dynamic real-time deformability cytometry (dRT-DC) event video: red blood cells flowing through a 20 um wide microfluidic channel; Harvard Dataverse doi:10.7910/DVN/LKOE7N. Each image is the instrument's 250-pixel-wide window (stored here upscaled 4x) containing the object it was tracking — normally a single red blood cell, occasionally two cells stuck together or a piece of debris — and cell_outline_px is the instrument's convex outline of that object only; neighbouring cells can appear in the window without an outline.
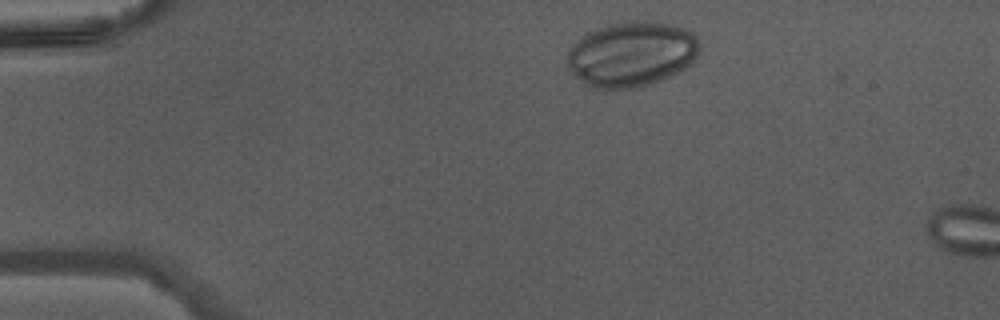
{"species": "Egyptian fruit bat (a non-hibernating species)", "species_latin": "Rousettus aegyptiacus", "temperature_condition": "warm", "stored_images_in_passage": 5, "camera_frame_rate_fps": 3000, "um_per_image_px": 0.085, "animal": {"sex": "male"}, "frame": {"image": 1, "passage_image": 2, "time_ms": 0.333, "image_size_px": [1000, 320], "cell_outline_px": [[700, 52], [684, 68], [652, 84], [636, 88], [612, 92], [604, 92], [592, 88], [576, 76], [572, 72], [568, 64], [568, 52], [572, 44], [580, 36], [588, 32], [608, 24], [624, 20], [656, 20], [676, 24], [692, 32], [696, 36], [700, 44]], "centroid_in_image_um": [53.68, 4.6], "position_along_channel_um": 31.3, "area_um2": 51.33}}